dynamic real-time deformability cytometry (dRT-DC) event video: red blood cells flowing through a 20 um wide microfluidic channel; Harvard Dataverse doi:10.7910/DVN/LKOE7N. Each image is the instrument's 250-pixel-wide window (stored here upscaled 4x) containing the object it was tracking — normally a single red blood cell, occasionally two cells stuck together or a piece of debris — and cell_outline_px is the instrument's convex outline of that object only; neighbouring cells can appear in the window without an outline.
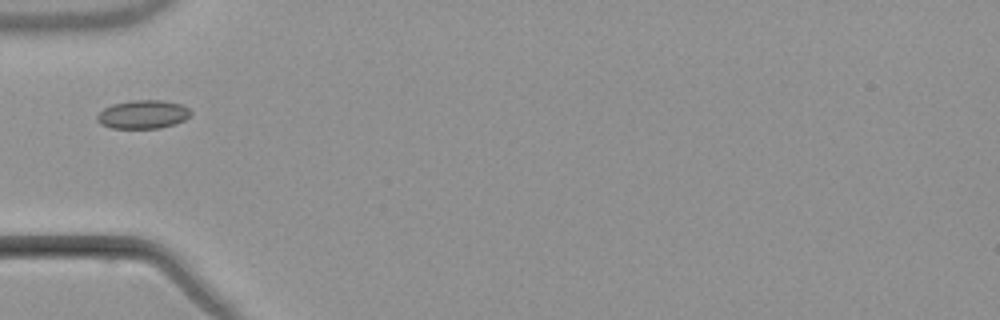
{"species": "common noctule bat (a hibernating species)", "species_latin": "Nyctalus noctula", "temperature_condition": "warm", "stored_images_in_passage": 6, "camera_frame_rate_fps": 3000, "um_per_image_px": 0.085, "animal": {"sex": "male", "body_mass_g": 21.5, "forearm_length_mm": 52.0}, "frame": {"image": 1, "passage_image": 3, "time_ms": 2.667, "image_size_px": [1000, 320], "cell_outline_px": [[192, 112], [184, 120], [176, 124], [160, 128], [112, 128], [100, 124], [96, 120], [96, 116], [104, 108], [112, 104], [132, 100], [164, 100], [180, 104], [188, 108]], "centroid_in_image_um": [12.14, 9.72], "position_along_channel_um": 72.9, "area_um2": 15.61}}
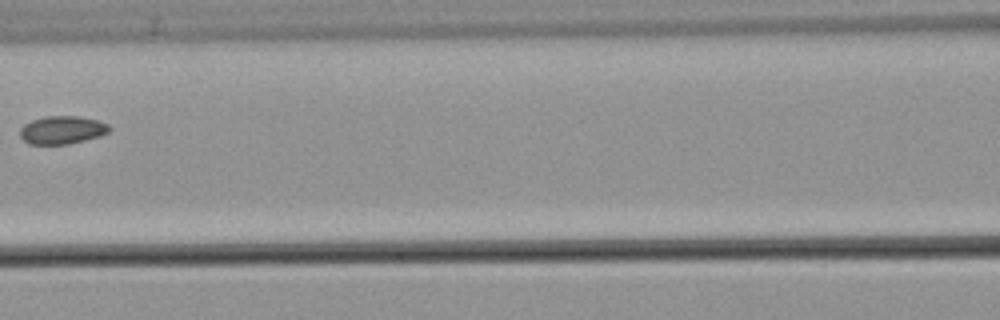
{"frame": {"image": 2, "passage_image": 5, "time_ms": 5.0, "image_size_px": [1000, 320], "cell_outline_px": [[112, 128], [108, 132], [100, 136], [68, 144], [28, 144], [20, 136], [20, 128], [24, 124], [32, 120], [44, 116], [80, 116], [96, 120], [108, 124]], "centroid_in_image_um": [5.27, 11.04], "position_along_channel_um": 161.3, "area_um2": 14.62}}
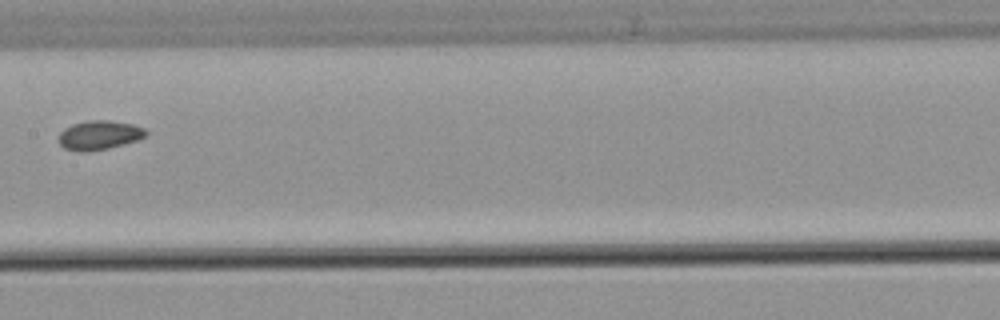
{"frame": {"image": 3, "passage_image": 6, "time_ms": 6.0, "image_size_px": [1000, 320], "cell_outline_px": [[148, 136], [124, 144], [108, 148], [88, 152], [80, 152], [64, 148], [60, 144], [60, 132], [64, 128], [72, 124], [88, 120], [112, 120], [132, 124], [144, 128], [148, 132]], "centroid_in_image_um": [8.45, 11.48], "position_along_channel_um": 198.9, "area_um2": 14.91}}